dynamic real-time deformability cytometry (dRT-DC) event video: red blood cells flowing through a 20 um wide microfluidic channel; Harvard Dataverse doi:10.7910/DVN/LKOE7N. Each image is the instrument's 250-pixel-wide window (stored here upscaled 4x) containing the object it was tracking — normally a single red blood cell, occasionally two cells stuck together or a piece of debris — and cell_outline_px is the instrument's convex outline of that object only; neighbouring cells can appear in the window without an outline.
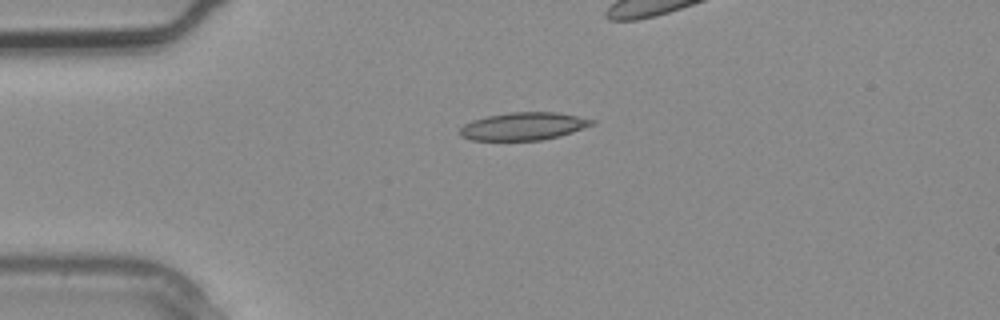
{"species": "common noctule bat (a hibernating species)", "species_latin": "Nyctalus noctula", "temperature_condition": "warm", "stored_images_in_passage": 4, "camera_frame_rate_fps": 3000, "um_per_image_px": 0.085, "animal": {"sex": "male", "body_mass_g": 20.4}, "frame": {"image": 1, "passage_image": 2, "time_ms": 0.333, "image_size_px": [1000, 320], "cell_outline_px": [[596, 124], [560, 136], [540, 140], [472, 140], [460, 136], [460, 128], [464, 124], [472, 120], [488, 116], [512, 112], [556, 112], [596, 120]], "centroid_in_image_um": [44.51, 10.73], "position_along_channel_um": 40.5, "area_um2": 21.27}}